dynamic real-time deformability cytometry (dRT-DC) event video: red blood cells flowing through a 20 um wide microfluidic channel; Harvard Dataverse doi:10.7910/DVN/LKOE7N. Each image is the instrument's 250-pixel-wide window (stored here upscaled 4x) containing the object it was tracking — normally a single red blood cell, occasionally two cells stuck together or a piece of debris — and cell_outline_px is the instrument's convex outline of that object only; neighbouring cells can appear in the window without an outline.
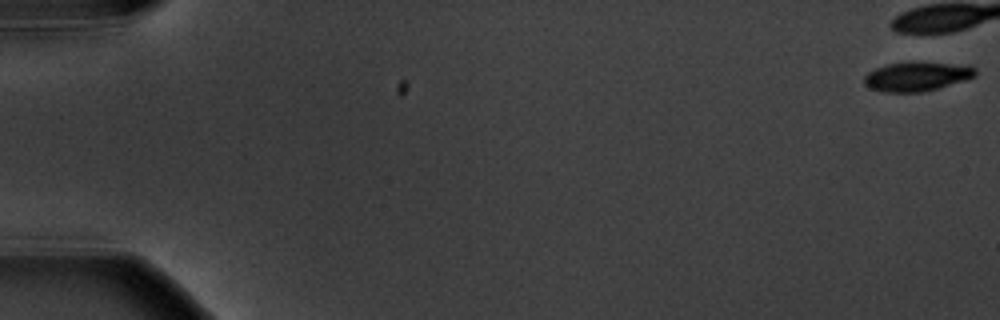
{"species": "common noctule bat (a hibernating species)", "species_latin": "Nyctalus noctula", "temperature_condition": "warm", "stored_images_in_passage": 7, "camera_frame_rate_fps": 3000, "um_per_image_px": 0.085, "animal": {"sex": "male", "body_mass_g": 20.1, "forearm_length_mm": 53.5}, "frame": {"image": 1, "passage_image": 1, "time_ms": 0.0, "image_size_px": [1000, 320], "cell_outline_px": [[976, 76], [964, 80], [924, 92], [884, 92], [872, 88], [864, 84], [864, 76], [868, 72], [876, 68], [888, 64], [968, 64], [976, 68]], "centroid_in_image_um": [77.94, 6.53], "position_along_channel_um": 7.1, "area_um2": 18.26}}
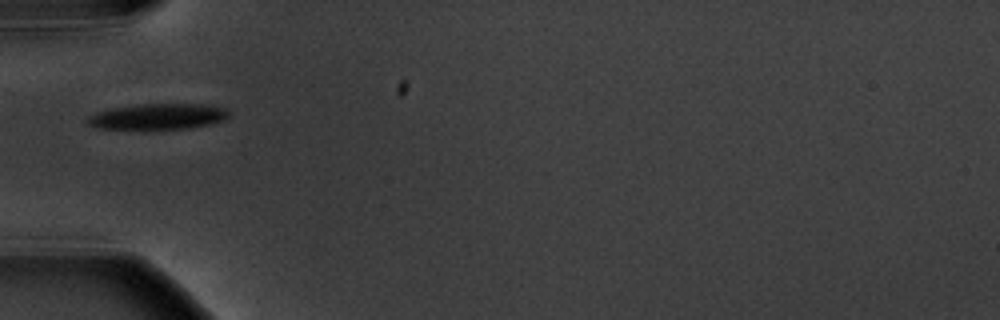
{"frame": {"image": 2, "passage_image": 7, "time_ms": 7.0, "image_size_px": [1000, 320], "cell_outline_px": [[228, 116], [224, 120], [212, 124], [188, 128], [96, 128], [88, 124], [84, 120], [88, 116], [96, 112], [112, 108], [144, 104], [200, 104], [228, 108]], "centroid_in_image_um": [13.43, 9.89], "position_along_channel_um": 71.6, "area_um2": 20.98}}